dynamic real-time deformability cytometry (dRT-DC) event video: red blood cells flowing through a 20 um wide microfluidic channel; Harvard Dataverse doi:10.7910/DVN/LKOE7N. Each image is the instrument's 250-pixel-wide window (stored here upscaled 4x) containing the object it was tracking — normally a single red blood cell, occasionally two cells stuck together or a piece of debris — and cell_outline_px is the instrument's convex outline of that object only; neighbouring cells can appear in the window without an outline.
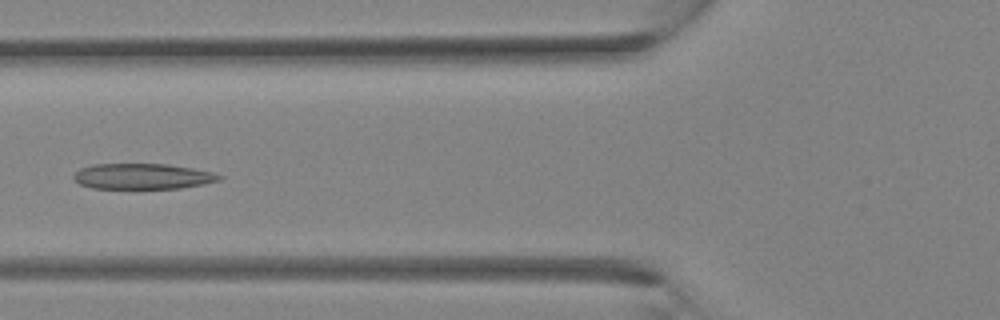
{"species": "Egyptian fruit bat (a non-hibernating species)", "species_latin": "Rousettus aegyptiacus", "temperature_condition": "room temperature", "stored_images_in_passage": 34, "camera_frame_rate_fps": 3000, "um_per_image_px": 0.085, "animal": {"sex": "female"}, "frame": {"image": 1, "passage_image": 13, "time_ms": 4.0, "image_size_px": [1000, 320], "cell_outline_px": [[224, 176], [220, 180], [204, 184], [180, 188], [92, 188], [80, 184], [72, 176], [80, 168], [92, 164], [168, 164], [192, 168], [212, 172]], "centroid_in_image_um": [12.13, 14.98], "position_along_channel_um": 113.7, "area_um2": 21.68}}
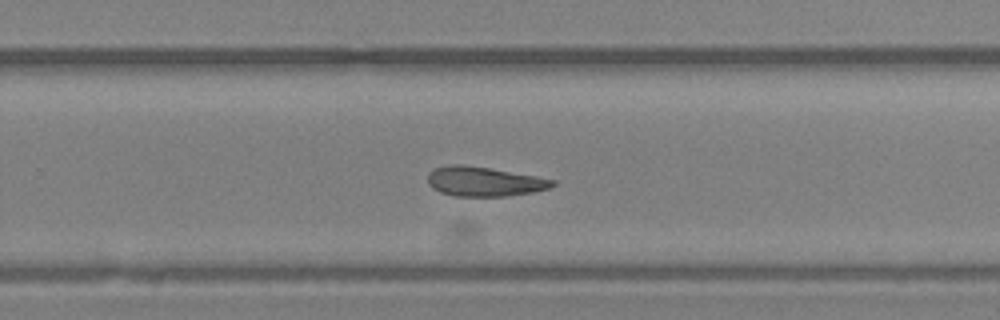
{"frame": {"image": 2, "passage_image": 22, "time_ms": 7.0, "image_size_px": [1000, 320], "cell_outline_px": [[556, 184], [552, 188], [532, 192], [504, 196], [456, 196], [440, 192], [432, 188], [428, 184], [428, 172], [436, 168], [452, 164], [460, 164], [488, 168], [536, 176], [556, 180]], "centroid_in_image_um": [41.16, 15.43], "position_along_channel_um": 288.6, "area_um2": 21.39}}
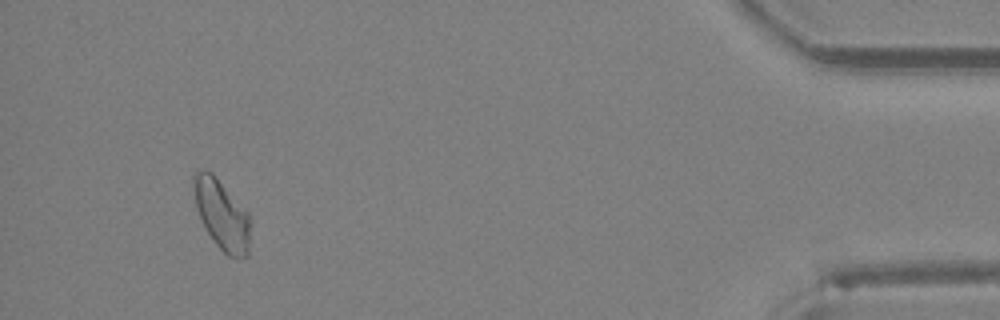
{"frame": {"image": 3, "passage_image": 32, "time_ms": 10.333, "image_size_px": [1000, 320], "cell_outline_px": [[248, 256], [228, 256], [216, 244], [204, 228], [196, 208], [192, 180], [192, 176], [196, 168], [212, 172], [248, 212]], "centroid_in_image_um": [18.79, 18.18], "position_along_channel_um": 416.4, "area_um2": 22.77}}